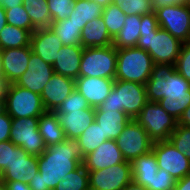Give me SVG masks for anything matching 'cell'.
I'll return each mask as SVG.
<instances>
[{
	"instance_id": "cell-7",
	"label": "cell",
	"mask_w": 190,
	"mask_h": 190,
	"mask_svg": "<svg viewBox=\"0 0 190 190\" xmlns=\"http://www.w3.org/2000/svg\"><path fill=\"white\" fill-rule=\"evenodd\" d=\"M135 120L147 131L153 142L168 140L177 126V120L158 102L148 101Z\"/></svg>"
},
{
	"instance_id": "cell-18",
	"label": "cell",
	"mask_w": 190,
	"mask_h": 190,
	"mask_svg": "<svg viewBox=\"0 0 190 190\" xmlns=\"http://www.w3.org/2000/svg\"><path fill=\"white\" fill-rule=\"evenodd\" d=\"M115 79L101 77H78L75 89L80 92L92 108H98L110 94Z\"/></svg>"
},
{
	"instance_id": "cell-15",
	"label": "cell",
	"mask_w": 190,
	"mask_h": 190,
	"mask_svg": "<svg viewBox=\"0 0 190 190\" xmlns=\"http://www.w3.org/2000/svg\"><path fill=\"white\" fill-rule=\"evenodd\" d=\"M27 70L14 83L32 92L41 94L44 86L54 74L53 66L46 63L40 56L31 52Z\"/></svg>"
},
{
	"instance_id": "cell-21",
	"label": "cell",
	"mask_w": 190,
	"mask_h": 190,
	"mask_svg": "<svg viewBox=\"0 0 190 190\" xmlns=\"http://www.w3.org/2000/svg\"><path fill=\"white\" fill-rule=\"evenodd\" d=\"M32 52L31 45L22 48L2 50V66L4 77L9 84L15 83L27 70V64Z\"/></svg>"
},
{
	"instance_id": "cell-1",
	"label": "cell",
	"mask_w": 190,
	"mask_h": 190,
	"mask_svg": "<svg viewBox=\"0 0 190 190\" xmlns=\"http://www.w3.org/2000/svg\"><path fill=\"white\" fill-rule=\"evenodd\" d=\"M37 160L39 171L28 185L31 190H53L63 176L82 164L83 157L77 141L66 139L47 147Z\"/></svg>"
},
{
	"instance_id": "cell-14",
	"label": "cell",
	"mask_w": 190,
	"mask_h": 190,
	"mask_svg": "<svg viewBox=\"0 0 190 190\" xmlns=\"http://www.w3.org/2000/svg\"><path fill=\"white\" fill-rule=\"evenodd\" d=\"M38 171L37 156L28 154L12 142L11 164L7 165L0 177L4 181H23L29 184Z\"/></svg>"
},
{
	"instance_id": "cell-3",
	"label": "cell",
	"mask_w": 190,
	"mask_h": 190,
	"mask_svg": "<svg viewBox=\"0 0 190 190\" xmlns=\"http://www.w3.org/2000/svg\"><path fill=\"white\" fill-rule=\"evenodd\" d=\"M145 87L148 101L159 102L168 95L186 94L190 83L175 70V65L154 64Z\"/></svg>"
},
{
	"instance_id": "cell-27",
	"label": "cell",
	"mask_w": 190,
	"mask_h": 190,
	"mask_svg": "<svg viewBox=\"0 0 190 190\" xmlns=\"http://www.w3.org/2000/svg\"><path fill=\"white\" fill-rule=\"evenodd\" d=\"M139 15H126L124 26L113 39L112 45L117 49L136 47L140 37Z\"/></svg>"
},
{
	"instance_id": "cell-16",
	"label": "cell",
	"mask_w": 190,
	"mask_h": 190,
	"mask_svg": "<svg viewBox=\"0 0 190 190\" xmlns=\"http://www.w3.org/2000/svg\"><path fill=\"white\" fill-rule=\"evenodd\" d=\"M74 89V79L54 73L40 94L44 109L53 112L58 110Z\"/></svg>"
},
{
	"instance_id": "cell-24",
	"label": "cell",
	"mask_w": 190,
	"mask_h": 190,
	"mask_svg": "<svg viewBox=\"0 0 190 190\" xmlns=\"http://www.w3.org/2000/svg\"><path fill=\"white\" fill-rule=\"evenodd\" d=\"M113 38L110 36L103 17L88 21L81 31V46L107 47L112 45Z\"/></svg>"
},
{
	"instance_id": "cell-57",
	"label": "cell",
	"mask_w": 190,
	"mask_h": 190,
	"mask_svg": "<svg viewBox=\"0 0 190 190\" xmlns=\"http://www.w3.org/2000/svg\"><path fill=\"white\" fill-rule=\"evenodd\" d=\"M0 190H7L4 180L0 177Z\"/></svg>"
},
{
	"instance_id": "cell-41",
	"label": "cell",
	"mask_w": 190,
	"mask_h": 190,
	"mask_svg": "<svg viewBox=\"0 0 190 190\" xmlns=\"http://www.w3.org/2000/svg\"><path fill=\"white\" fill-rule=\"evenodd\" d=\"M175 70L190 83V42L182 44Z\"/></svg>"
},
{
	"instance_id": "cell-50",
	"label": "cell",
	"mask_w": 190,
	"mask_h": 190,
	"mask_svg": "<svg viewBox=\"0 0 190 190\" xmlns=\"http://www.w3.org/2000/svg\"><path fill=\"white\" fill-rule=\"evenodd\" d=\"M22 4H23V0H2L0 5L4 9H10L12 7H15L17 5H22Z\"/></svg>"
},
{
	"instance_id": "cell-51",
	"label": "cell",
	"mask_w": 190,
	"mask_h": 190,
	"mask_svg": "<svg viewBox=\"0 0 190 190\" xmlns=\"http://www.w3.org/2000/svg\"><path fill=\"white\" fill-rule=\"evenodd\" d=\"M8 85L5 77H0V99H5Z\"/></svg>"
},
{
	"instance_id": "cell-56",
	"label": "cell",
	"mask_w": 190,
	"mask_h": 190,
	"mask_svg": "<svg viewBox=\"0 0 190 190\" xmlns=\"http://www.w3.org/2000/svg\"><path fill=\"white\" fill-rule=\"evenodd\" d=\"M0 77H4L3 66H2V49L0 48Z\"/></svg>"
},
{
	"instance_id": "cell-36",
	"label": "cell",
	"mask_w": 190,
	"mask_h": 190,
	"mask_svg": "<svg viewBox=\"0 0 190 190\" xmlns=\"http://www.w3.org/2000/svg\"><path fill=\"white\" fill-rule=\"evenodd\" d=\"M5 17L7 24L29 30L31 33L36 29L33 27L28 13L24 9L23 4L17 5L10 9H5Z\"/></svg>"
},
{
	"instance_id": "cell-54",
	"label": "cell",
	"mask_w": 190,
	"mask_h": 190,
	"mask_svg": "<svg viewBox=\"0 0 190 190\" xmlns=\"http://www.w3.org/2000/svg\"><path fill=\"white\" fill-rule=\"evenodd\" d=\"M95 1L98 5H100L102 8L107 7L109 4L112 3V0H90Z\"/></svg>"
},
{
	"instance_id": "cell-2",
	"label": "cell",
	"mask_w": 190,
	"mask_h": 190,
	"mask_svg": "<svg viewBox=\"0 0 190 190\" xmlns=\"http://www.w3.org/2000/svg\"><path fill=\"white\" fill-rule=\"evenodd\" d=\"M147 102L144 84L115 79L110 94L99 108L123 111L135 119Z\"/></svg>"
},
{
	"instance_id": "cell-35",
	"label": "cell",
	"mask_w": 190,
	"mask_h": 190,
	"mask_svg": "<svg viewBox=\"0 0 190 190\" xmlns=\"http://www.w3.org/2000/svg\"><path fill=\"white\" fill-rule=\"evenodd\" d=\"M102 17L110 36L114 39L124 26L126 14L120 7L111 3L107 7L103 8Z\"/></svg>"
},
{
	"instance_id": "cell-58",
	"label": "cell",
	"mask_w": 190,
	"mask_h": 190,
	"mask_svg": "<svg viewBox=\"0 0 190 190\" xmlns=\"http://www.w3.org/2000/svg\"><path fill=\"white\" fill-rule=\"evenodd\" d=\"M181 4L190 6V0H181Z\"/></svg>"
},
{
	"instance_id": "cell-33",
	"label": "cell",
	"mask_w": 190,
	"mask_h": 190,
	"mask_svg": "<svg viewBox=\"0 0 190 190\" xmlns=\"http://www.w3.org/2000/svg\"><path fill=\"white\" fill-rule=\"evenodd\" d=\"M53 190H90L88 170L81 164L62 177Z\"/></svg>"
},
{
	"instance_id": "cell-9",
	"label": "cell",
	"mask_w": 190,
	"mask_h": 190,
	"mask_svg": "<svg viewBox=\"0 0 190 190\" xmlns=\"http://www.w3.org/2000/svg\"><path fill=\"white\" fill-rule=\"evenodd\" d=\"M115 141L124 160L131 163L138 157L148 154L153 144L147 131L135 119L127 123Z\"/></svg>"
},
{
	"instance_id": "cell-5",
	"label": "cell",
	"mask_w": 190,
	"mask_h": 190,
	"mask_svg": "<svg viewBox=\"0 0 190 190\" xmlns=\"http://www.w3.org/2000/svg\"><path fill=\"white\" fill-rule=\"evenodd\" d=\"M182 44L171 33L159 27L157 31L140 32L136 47L147 51L154 64L175 65Z\"/></svg>"
},
{
	"instance_id": "cell-10",
	"label": "cell",
	"mask_w": 190,
	"mask_h": 190,
	"mask_svg": "<svg viewBox=\"0 0 190 190\" xmlns=\"http://www.w3.org/2000/svg\"><path fill=\"white\" fill-rule=\"evenodd\" d=\"M39 117L12 118L10 141L28 154L40 156L46 146L38 129Z\"/></svg>"
},
{
	"instance_id": "cell-42",
	"label": "cell",
	"mask_w": 190,
	"mask_h": 190,
	"mask_svg": "<svg viewBox=\"0 0 190 190\" xmlns=\"http://www.w3.org/2000/svg\"><path fill=\"white\" fill-rule=\"evenodd\" d=\"M176 180L166 170L159 168L152 178L151 187L148 190H173Z\"/></svg>"
},
{
	"instance_id": "cell-6",
	"label": "cell",
	"mask_w": 190,
	"mask_h": 190,
	"mask_svg": "<svg viewBox=\"0 0 190 190\" xmlns=\"http://www.w3.org/2000/svg\"><path fill=\"white\" fill-rule=\"evenodd\" d=\"M117 48L86 47L83 49L79 77H101L115 79Z\"/></svg>"
},
{
	"instance_id": "cell-34",
	"label": "cell",
	"mask_w": 190,
	"mask_h": 190,
	"mask_svg": "<svg viewBox=\"0 0 190 190\" xmlns=\"http://www.w3.org/2000/svg\"><path fill=\"white\" fill-rule=\"evenodd\" d=\"M158 103L178 121L184 110L190 105V90L186 91V94L168 95Z\"/></svg>"
},
{
	"instance_id": "cell-40",
	"label": "cell",
	"mask_w": 190,
	"mask_h": 190,
	"mask_svg": "<svg viewBox=\"0 0 190 190\" xmlns=\"http://www.w3.org/2000/svg\"><path fill=\"white\" fill-rule=\"evenodd\" d=\"M90 105L88 104L86 98L78 92L76 89L62 102L58 111L61 113H66L68 110H79L87 109Z\"/></svg>"
},
{
	"instance_id": "cell-31",
	"label": "cell",
	"mask_w": 190,
	"mask_h": 190,
	"mask_svg": "<svg viewBox=\"0 0 190 190\" xmlns=\"http://www.w3.org/2000/svg\"><path fill=\"white\" fill-rule=\"evenodd\" d=\"M84 26H78L69 18L53 21L50 29L60 38L63 46L81 45V31Z\"/></svg>"
},
{
	"instance_id": "cell-37",
	"label": "cell",
	"mask_w": 190,
	"mask_h": 190,
	"mask_svg": "<svg viewBox=\"0 0 190 190\" xmlns=\"http://www.w3.org/2000/svg\"><path fill=\"white\" fill-rule=\"evenodd\" d=\"M126 15H144L153 12L151 0H112Z\"/></svg>"
},
{
	"instance_id": "cell-32",
	"label": "cell",
	"mask_w": 190,
	"mask_h": 190,
	"mask_svg": "<svg viewBox=\"0 0 190 190\" xmlns=\"http://www.w3.org/2000/svg\"><path fill=\"white\" fill-rule=\"evenodd\" d=\"M107 140L100 125L96 121L90 124V126L76 139L82 157L93 152L101 143Z\"/></svg>"
},
{
	"instance_id": "cell-11",
	"label": "cell",
	"mask_w": 190,
	"mask_h": 190,
	"mask_svg": "<svg viewBox=\"0 0 190 190\" xmlns=\"http://www.w3.org/2000/svg\"><path fill=\"white\" fill-rule=\"evenodd\" d=\"M159 27L183 43L190 42V6L176 4L154 10Z\"/></svg>"
},
{
	"instance_id": "cell-45",
	"label": "cell",
	"mask_w": 190,
	"mask_h": 190,
	"mask_svg": "<svg viewBox=\"0 0 190 190\" xmlns=\"http://www.w3.org/2000/svg\"><path fill=\"white\" fill-rule=\"evenodd\" d=\"M12 117L5 111L0 115V142L10 140Z\"/></svg>"
},
{
	"instance_id": "cell-53",
	"label": "cell",
	"mask_w": 190,
	"mask_h": 190,
	"mask_svg": "<svg viewBox=\"0 0 190 190\" xmlns=\"http://www.w3.org/2000/svg\"><path fill=\"white\" fill-rule=\"evenodd\" d=\"M7 24V20L5 17V9L0 5V31Z\"/></svg>"
},
{
	"instance_id": "cell-52",
	"label": "cell",
	"mask_w": 190,
	"mask_h": 190,
	"mask_svg": "<svg viewBox=\"0 0 190 190\" xmlns=\"http://www.w3.org/2000/svg\"><path fill=\"white\" fill-rule=\"evenodd\" d=\"M122 190H148L146 187L135 183L133 180L127 184Z\"/></svg>"
},
{
	"instance_id": "cell-46",
	"label": "cell",
	"mask_w": 190,
	"mask_h": 190,
	"mask_svg": "<svg viewBox=\"0 0 190 190\" xmlns=\"http://www.w3.org/2000/svg\"><path fill=\"white\" fill-rule=\"evenodd\" d=\"M7 190H31L30 186L23 181H4Z\"/></svg>"
},
{
	"instance_id": "cell-13",
	"label": "cell",
	"mask_w": 190,
	"mask_h": 190,
	"mask_svg": "<svg viewBox=\"0 0 190 190\" xmlns=\"http://www.w3.org/2000/svg\"><path fill=\"white\" fill-rule=\"evenodd\" d=\"M152 151L158 167L166 170L176 181L190 174V160L169 140L153 142Z\"/></svg>"
},
{
	"instance_id": "cell-39",
	"label": "cell",
	"mask_w": 190,
	"mask_h": 190,
	"mask_svg": "<svg viewBox=\"0 0 190 190\" xmlns=\"http://www.w3.org/2000/svg\"><path fill=\"white\" fill-rule=\"evenodd\" d=\"M75 0H47L53 21H61L69 17L74 8Z\"/></svg>"
},
{
	"instance_id": "cell-30",
	"label": "cell",
	"mask_w": 190,
	"mask_h": 190,
	"mask_svg": "<svg viewBox=\"0 0 190 190\" xmlns=\"http://www.w3.org/2000/svg\"><path fill=\"white\" fill-rule=\"evenodd\" d=\"M102 13L103 8L95 1L75 0L73 11L68 18L78 26H85L88 21L101 17Z\"/></svg>"
},
{
	"instance_id": "cell-22",
	"label": "cell",
	"mask_w": 190,
	"mask_h": 190,
	"mask_svg": "<svg viewBox=\"0 0 190 190\" xmlns=\"http://www.w3.org/2000/svg\"><path fill=\"white\" fill-rule=\"evenodd\" d=\"M83 47L81 45L62 46L54 62V73L76 80L79 77Z\"/></svg>"
},
{
	"instance_id": "cell-17",
	"label": "cell",
	"mask_w": 190,
	"mask_h": 190,
	"mask_svg": "<svg viewBox=\"0 0 190 190\" xmlns=\"http://www.w3.org/2000/svg\"><path fill=\"white\" fill-rule=\"evenodd\" d=\"M67 140H76L95 121V108L54 111Z\"/></svg>"
},
{
	"instance_id": "cell-29",
	"label": "cell",
	"mask_w": 190,
	"mask_h": 190,
	"mask_svg": "<svg viewBox=\"0 0 190 190\" xmlns=\"http://www.w3.org/2000/svg\"><path fill=\"white\" fill-rule=\"evenodd\" d=\"M31 32L19 27L6 24L0 31V48H22L30 46Z\"/></svg>"
},
{
	"instance_id": "cell-28",
	"label": "cell",
	"mask_w": 190,
	"mask_h": 190,
	"mask_svg": "<svg viewBox=\"0 0 190 190\" xmlns=\"http://www.w3.org/2000/svg\"><path fill=\"white\" fill-rule=\"evenodd\" d=\"M23 6L35 29L50 28L53 24L47 0H23Z\"/></svg>"
},
{
	"instance_id": "cell-12",
	"label": "cell",
	"mask_w": 190,
	"mask_h": 190,
	"mask_svg": "<svg viewBox=\"0 0 190 190\" xmlns=\"http://www.w3.org/2000/svg\"><path fill=\"white\" fill-rule=\"evenodd\" d=\"M88 174L90 190H122L132 181V164L124 161Z\"/></svg>"
},
{
	"instance_id": "cell-4",
	"label": "cell",
	"mask_w": 190,
	"mask_h": 190,
	"mask_svg": "<svg viewBox=\"0 0 190 190\" xmlns=\"http://www.w3.org/2000/svg\"><path fill=\"white\" fill-rule=\"evenodd\" d=\"M154 62L147 51L137 47L117 49L116 80L146 84Z\"/></svg>"
},
{
	"instance_id": "cell-38",
	"label": "cell",
	"mask_w": 190,
	"mask_h": 190,
	"mask_svg": "<svg viewBox=\"0 0 190 190\" xmlns=\"http://www.w3.org/2000/svg\"><path fill=\"white\" fill-rule=\"evenodd\" d=\"M168 140L190 160V127L177 124Z\"/></svg>"
},
{
	"instance_id": "cell-55",
	"label": "cell",
	"mask_w": 190,
	"mask_h": 190,
	"mask_svg": "<svg viewBox=\"0 0 190 190\" xmlns=\"http://www.w3.org/2000/svg\"><path fill=\"white\" fill-rule=\"evenodd\" d=\"M6 111L5 109V99H0V115Z\"/></svg>"
},
{
	"instance_id": "cell-26",
	"label": "cell",
	"mask_w": 190,
	"mask_h": 190,
	"mask_svg": "<svg viewBox=\"0 0 190 190\" xmlns=\"http://www.w3.org/2000/svg\"><path fill=\"white\" fill-rule=\"evenodd\" d=\"M38 129L46 148L66 140L64 131L53 111H45L39 117Z\"/></svg>"
},
{
	"instance_id": "cell-44",
	"label": "cell",
	"mask_w": 190,
	"mask_h": 190,
	"mask_svg": "<svg viewBox=\"0 0 190 190\" xmlns=\"http://www.w3.org/2000/svg\"><path fill=\"white\" fill-rule=\"evenodd\" d=\"M159 28L155 12L141 15L140 32L157 31Z\"/></svg>"
},
{
	"instance_id": "cell-47",
	"label": "cell",
	"mask_w": 190,
	"mask_h": 190,
	"mask_svg": "<svg viewBox=\"0 0 190 190\" xmlns=\"http://www.w3.org/2000/svg\"><path fill=\"white\" fill-rule=\"evenodd\" d=\"M151 1H152L153 10L169 5L181 4V0H151Z\"/></svg>"
},
{
	"instance_id": "cell-23",
	"label": "cell",
	"mask_w": 190,
	"mask_h": 190,
	"mask_svg": "<svg viewBox=\"0 0 190 190\" xmlns=\"http://www.w3.org/2000/svg\"><path fill=\"white\" fill-rule=\"evenodd\" d=\"M130 120L123 111L95 108V121L108 140H115Z\"/></svg>"
},
{
	"instance_id": "cell-20",
	"label": "cell",
	"mask_w": 190,
	"mask_h": 190,
	"mask_svg": "<svg viewBox=\"0 0 190 190\" xmlns=\"http://www.w3.org/2000/svg\"><path fill=\"white\" fill-rule=\"evenodd\" d=\"M32 52L46 63L53 65L59 49L63 46L60 38L50 29H36L31 34Z\"/></svg>"
},
{
	"instance_id": "cell-49",
	"label": "cell",
	"mask_w": 190,
	"mask_h": 190,
	"mask_svg": "<svg viewBox=\"0 0 190 190\" xmlns=\"http://www.w3.org/2000/svg\"><path fill=\"white\" fill-rule=\"evenodd\" d=\"M177 124L190 127V105L184 110Z\"/></svg>"
},
{
	"instance_id": "cell-25",
	"label": "cell",
	"mask_w": 190,
	"mask_h": 190,
	"mask_svg": "<svg viewBox=\"0 0 190 190\" xmlns=\"http://www.w3.org/2000/svg\"><path fill=\"white\" fill-rule=\"evenodd\" d=\"M131 164L132 180L149 189L154 174L159 170L157 158L153 151L151 150L148 154L138 157Z\"/></svg>"
},
{
	"instance_id": "cell-43",
	"label": "cell",
	"mask_w": 190,
	"mask_h": 190,
	"mask_svg": "<svg viewBox=\"0 0 190 190\" xmlns=\"http://www.w3.org/2000/svg\"><path fill=\"white\" fill-rule=\"evenodd\" d=\"M12 142L10 140L0 142V175L11 164Z\"/></svg>"
},
{
	"instance_id": "cell-48",
	"label": "cell",
	"mask_w": 190,
	"mask_h": 190,
	"mask_svg": "<svg viewBox=\"0 0 190 190\" xmlns=\"http://www.w3.org/2000/svg\"><path fill=\"white\" fill-rule=\"evenodd\" d=\"M173 190H190V174L177 180Z\"/></svg>"
},
{
	"instance_id": "cell-8",
	"label": "cell",
	"mask_w": 190,
	"mask_h": 190,
	"mask_svg": "<svg viewBox=\"0 0 190 190\" xmlns=\"http://www.w3.org/2000/svg\"><path fill=\"white\" fill-rule=\"evenodd\" d=\"M5 109L12 118L40 117L46 111L40 94L14 83L8 85Z\"/></svg>"
},
{
	"instance_id": "cell-19",
	"label": "cell",
	"mask_w": 190,
	"mask_h": 190,
	"mask_svg": "<svg viewBox=\"0 0 190 190\" xmlns=\"http://www.w3.org/2000/svg\"><path fill=\"white\" fill-rule=\"evenodd\" d=\"M115 140H107L93 152L83 157L82 165L88 171H96L124 162Z\"/></svg>"
}]
</instances>
